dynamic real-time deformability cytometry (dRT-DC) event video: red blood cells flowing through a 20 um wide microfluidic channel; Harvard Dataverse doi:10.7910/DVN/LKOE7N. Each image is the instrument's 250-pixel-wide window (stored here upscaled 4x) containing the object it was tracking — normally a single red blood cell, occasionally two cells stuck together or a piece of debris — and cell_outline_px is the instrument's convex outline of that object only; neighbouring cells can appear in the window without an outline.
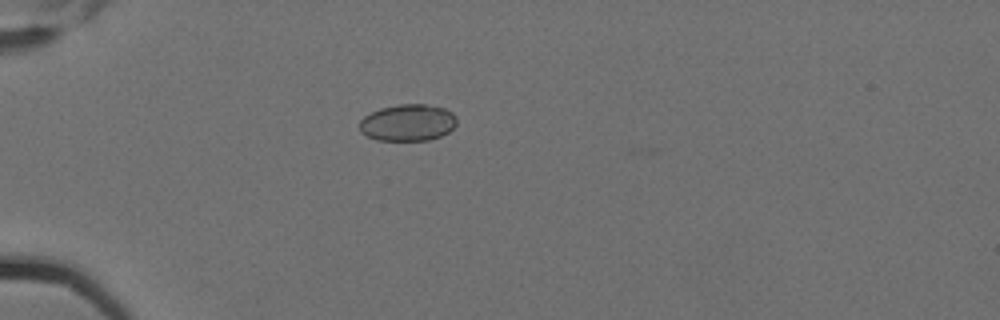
{"species": "Egyptian fruit bat (a non-hibernating species)", "species_latin": "Rousettus aegyptiacus", "temperature_condition": "cold", "stored_images_in_passage": 8, "camera_frame_rate_fps": 3000, "um_per_image_px": 0.085, "animal": {"sex": "female"}, "frame": {"image": 1, "passage_image": 2, "time_ms": 0.333, "image_size_px": [1000, 320], "cell_outline_px": [[456, 124], [448, 132], [440, 136], [428, 140], [376, 140], [360, 132], [360, 120], [364, 116], [380, 108], [400, 104], [424, 104], [444, 108], [452, 112], [456, 116]], "centroid_in_image_um": [34.66, 10.42], "position_along_channel_um": 50.3, "area_um2": 20.75}}